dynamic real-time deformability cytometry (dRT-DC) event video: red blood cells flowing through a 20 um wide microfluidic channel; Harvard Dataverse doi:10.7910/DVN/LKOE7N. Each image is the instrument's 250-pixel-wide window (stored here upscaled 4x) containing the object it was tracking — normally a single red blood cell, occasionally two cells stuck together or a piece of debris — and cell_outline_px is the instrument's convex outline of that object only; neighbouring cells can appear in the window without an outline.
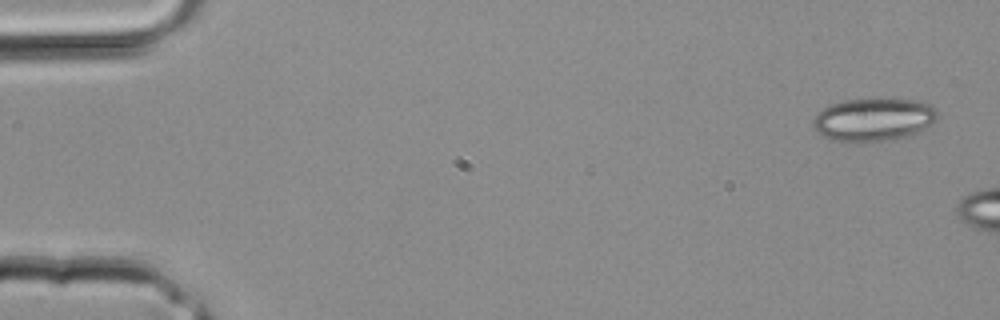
{"species": "common noctule bat (a hibernating species)", "species_latin": "Nyctalus noctula", "temperature_condition": "room temperature", "stored_images_in_passage": 2, "camera_frame_rate_fps": 3000, "um_per_image_px": 0.085, "animal": {"sex": "male", "body_mass_g": 20.4}, "frame": {"image": 1, "passage_image": 1, "time_ms": 0.0, "image_size_px": [1000, 320], "cell_outline_px": [[940, 116], [936, 120], [924, 128], [916, 132], [904, 136], [884, 140], [844, 144], [832, 140], [824, 136], [812, 124], [812, 120], [824, 108], [832, 104], [848, 100], [880, 96], [916, 100], [932, 104], [940, 112]], "centroid_in_image_um": [74.29, 10.13], "position_along_channel_um": 10.7, "area_um2": 31.85}}